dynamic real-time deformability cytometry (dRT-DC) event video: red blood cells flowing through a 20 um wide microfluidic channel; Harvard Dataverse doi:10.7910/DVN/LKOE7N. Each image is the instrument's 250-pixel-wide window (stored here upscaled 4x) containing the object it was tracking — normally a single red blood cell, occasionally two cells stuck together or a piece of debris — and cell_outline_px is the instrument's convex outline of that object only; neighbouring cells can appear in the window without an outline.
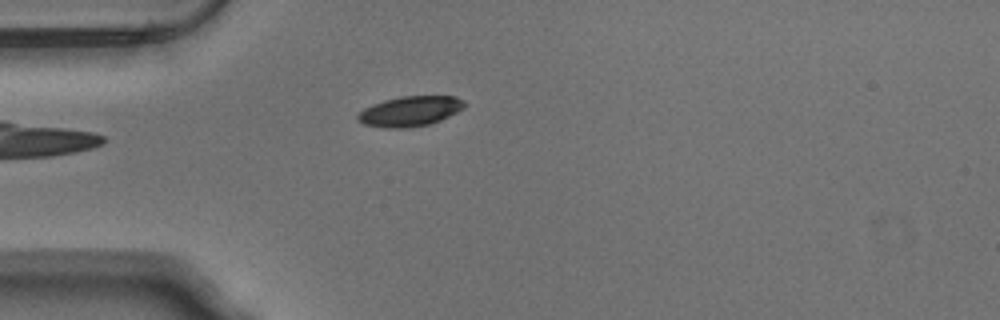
{"species": "Egyptian fruit bat (a non-hibernating species)", "species_latin": "Rousettus aegyptiacus", "temperature_condition": "warm", "stored_images_in_passage": 40, "camera_frame_rate_fps": 3000, "um_per_image_px": 0.085, "animal": {"sex": "male"}, "frame": {"image": 1, "passage_image": 1, "time_ms": 0.0, "image_size_px": [1000, 320], "cell_outline_px": [[464, 108], [440, 120], [428, 124], [408, 128], [384, 128], [364, 124], [356, 120], [356, 116], [364, 108], [372, 104], [384, 100], [400, 96], [456, 96], [464, 100]], "centroid_in_image_um": [34.82, 9.45], "position_along_channel_um": 50.2, "area_um2": 18.73}}
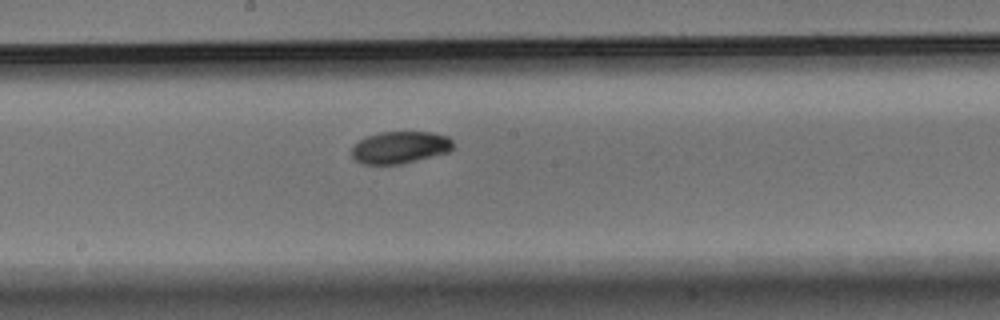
{"frame": {"image": 2, "passage_image": 15, "time_ms": 4.667, "image_size_px": [1000, 320], "cell_outline_px": [[452, 148], [448, 152], [400, 164], [364, 164], [356, 160], [352, 156], [352, 148], [360, 140], [368, 136], [380, 132], [432, 132], [448, 136], [452, 140]], "centroid_in_image_um": [34.01, 12.52], "position_along_channel_um": 214.2, "area_um2": 18.73}}
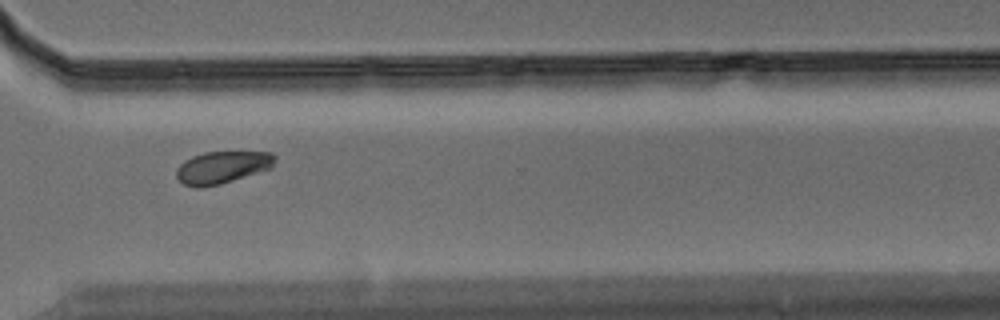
{"frame": {"image": 3, "passage_image": 26, "time_ms": 8.333, "image_size_px": [1000, 320], "cell_outline_px": [[276, 156], [272, 168], [220, 184], [200, 188], [196, 188], [184, 184], [176, 176], [176, 168], [184, 160], [192, 156], [204, 152], [272, 152]], "centroid_in_image_um": [18.88, 14.22], "position_along_channel_um": 351.7, "area_um2": 18.55}, "authors_computed_cell_mechanics": {"area_um2": 18.9584, "velocity_mm_per_s": 3.7502, "shape_relaxation_time_tau1_ms": 5.1955, "shape_relaxation_time_tau2_ms": null, "deformation_change_tau1": 0.1265, "deformation_change_tau2": null}}